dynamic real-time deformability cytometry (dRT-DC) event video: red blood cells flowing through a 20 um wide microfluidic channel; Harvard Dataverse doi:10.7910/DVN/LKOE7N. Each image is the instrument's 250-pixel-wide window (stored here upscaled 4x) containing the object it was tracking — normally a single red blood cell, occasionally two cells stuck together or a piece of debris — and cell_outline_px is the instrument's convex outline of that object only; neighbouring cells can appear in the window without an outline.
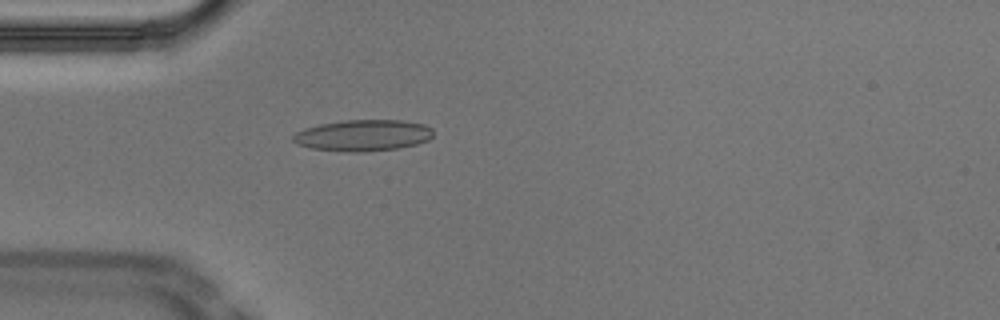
{"species": "Egyptian fruit bat (a non-hibernating species)", "species_latin": "Rousettus aegyptiacus", "temperature_condition": "cold", "stored_images_in_passage": 53, "camera_frame_rate_fps": 3000, "um_per_image_px": 0.085, "animal": {"sex": "male"}, "frame": {"image": 1, "passage_image": 15, "time_ms": 4.667, "image_size_px": [1000, 320], "cell_outline_px": [[432, 136], [428, 140], [416, 144], [400, 148], [360, 152], [344, 152], [312, 148], [296, 144], [292, 140], [292, 136], [296, 132], [304, 128], [320, 124], [344, 120], [400, 120], [424, 124], [432, 128]], "centroid_in_image_um": [30.84, 11.51], "position_along_channel_um": 54.2, "area_um2": 25.66}}
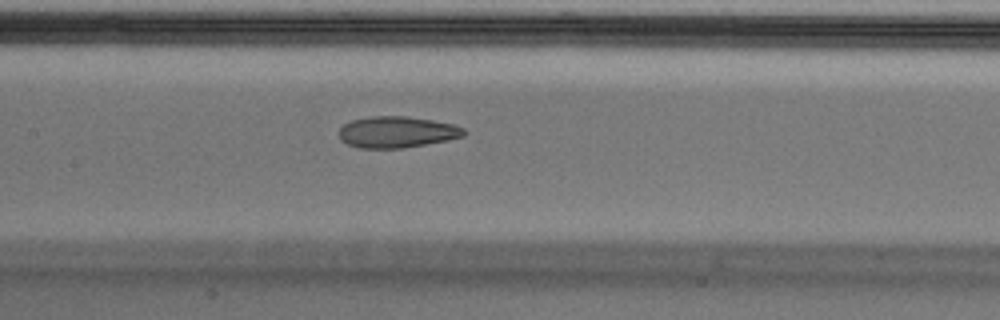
{"frame": {"image": 2, "passage_image": 25, "time_ms": 8.0, "image_size_px": [1000, 320], "cell_outline_px": [[468, 132], [464, 136], [448, 140], [404, 148], [360, 148], [348, 144], [340, 140], [340, 128], [344, 124], [352, 120], [368, 116], [408, 116], [456, 124], [464, 128]], "centroid_in_image_um": [33.78, 11.22], "position_along_channel_um": 173.6, "area_um2": 23.0}}
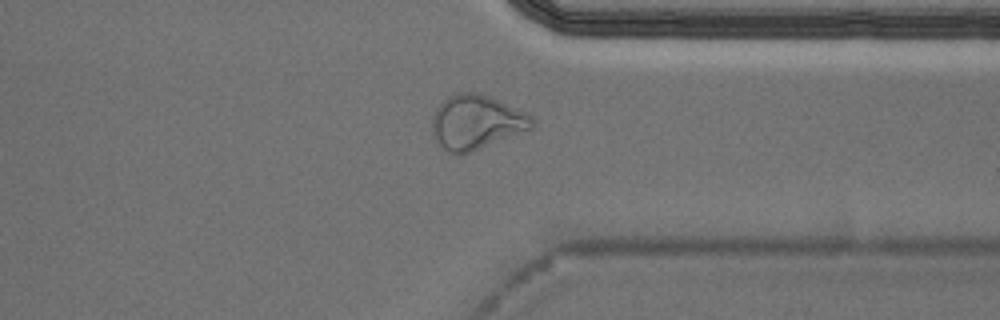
{"frame": {"image": 3, "passage_image": 41, "time_ms": 13.333, "image_size_px": [1000, 320], "cell_outline_px": [[532, 128], [472, 152], [460, 156], [448, 152], [432, 136], [432, 116], [436, 108], [448, 96], [456, 92], [476, 92], [488, 96], [524, 112], [532, 116]], "centroid_in_image_um": [40.42, 10.4], "position_along_channel_um": 371.0, "area_um2": 31.44}, "authors_computed_cell_mechanics": {"area_um2": 23.4668, "velocity_mm_per_s": 3.7352, "shape_relaxation_time_tau1_ms": null, "shape_relaxation_time_tau2_ms": 2.7476, "deformation_change_tau1": null, "deformation_change_tau2": 0.1092}}